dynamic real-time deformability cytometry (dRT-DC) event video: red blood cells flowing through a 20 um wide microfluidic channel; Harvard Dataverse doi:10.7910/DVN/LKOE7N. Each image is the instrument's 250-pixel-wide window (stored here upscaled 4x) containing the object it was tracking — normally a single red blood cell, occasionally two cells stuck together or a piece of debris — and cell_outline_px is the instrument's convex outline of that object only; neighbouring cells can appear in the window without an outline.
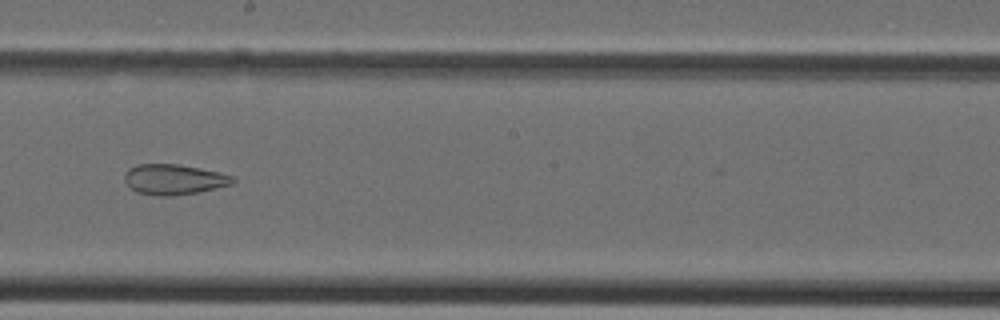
{"species": "Egyptian fruit bat (a non-hibernating species)", "species_latin": "Rousettus aegyptiacus", "temperature_condition": "cold", "stored_images_in_passage": 40, "camera_frame_rate_fps": 3000, "um_per_image_px": 0.085, "animal": {"sex": "female"}, "frame": {"image": 1, "passage_image": 23, "time_ms": 7.333, "image_size_px": [1000, 320], "cell_outline_px": [[236, 180], [232, 184], [200, 192], [172, 196], [156, 196], [136, 192], [124, 180], [124, 176], [128, 168], [136, 164], [180, 164], [220, 172], [232, 176]], "centroid_in_image_um": [14.78, 15.25], "position_along_channel_um": 233.4, "area_um2": 19.31}}
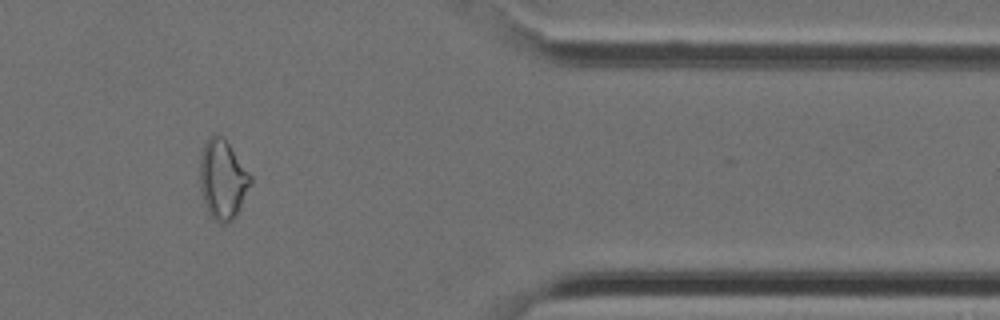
{"frame": {"image": 2, "passage_image": 34, "time_ms": 11.0, "image_size_px": [1000, 320], "cell_outline_px": [[252, 184], [236, 216], [224, 224], [220, 224], [208, 212], [200, 188], [200, 160], [204, 144], [212, 136], [224, 136], [252, 176]], "centroid_in_image_um": [18.95, 15.26], "position_along_channel_um": 392.4, "area_um2": 23.29}}